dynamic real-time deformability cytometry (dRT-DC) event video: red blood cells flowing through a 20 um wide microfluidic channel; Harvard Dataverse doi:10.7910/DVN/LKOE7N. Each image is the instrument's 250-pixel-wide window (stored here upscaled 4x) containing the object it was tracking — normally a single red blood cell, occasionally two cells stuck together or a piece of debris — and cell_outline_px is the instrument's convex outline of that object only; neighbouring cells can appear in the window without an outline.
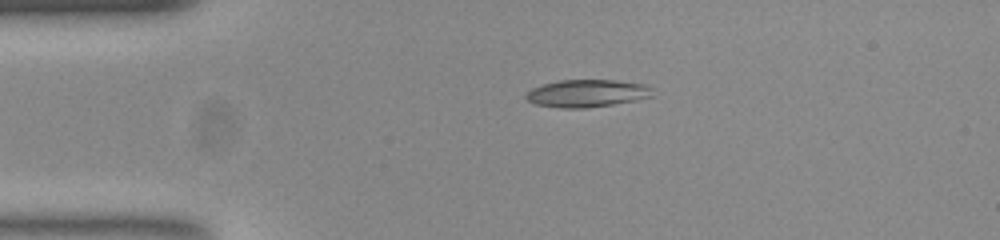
{"species": "common noctule bat (a hibernating species)", "species_latin": "Nyctalus noctula", "temperature_condition": "room temperature", "stored_images_in_passage": 42, "camera_frame_rate_fps": 3000, "um_per_image_px": 0.085, "animal": {"sex": "female", "body_mass_g": 23.0, "forearm_length_mm": 53.4}, "frame": {"image": 1, "passage_image": 1, "time_ms": 0.0, "image_size_px": [1000, 240], "cell_outline_px": [[652, 96], [636, 100], [612, 104], [584, 108], [560, 108], [536, 104], [528, 100], [524, 96], [532, 88], [544, 84], [560, 80], [616, 80], [644, 84], [652, 88]], "centroid_in_image_um": [49.9, 7.93], "position_along_channel_um": 35.1, "area_um2": 20.11}}
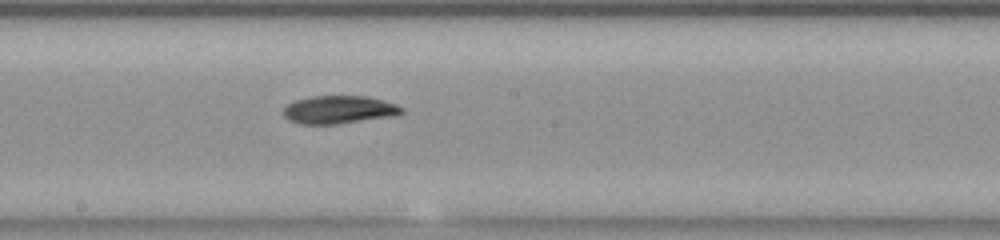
{"frame": {"image": 2, "passage_image": 18, "time_ms": 5.667, "image_size_px": [1000, 240], "cell_outline_px": [[404, 112], [396, 116], [336, 124], [300, 124], [288, 120], [284, 116], [284, 108], [288, 104], [296, 100], [312, 96], [368, 96], [384, 100], [396, 104], [404, 108]], "centroid_in_image_um": [28.85, 9.32], "position_along_channel_um": 219.3, "area_um2": 19.42}}
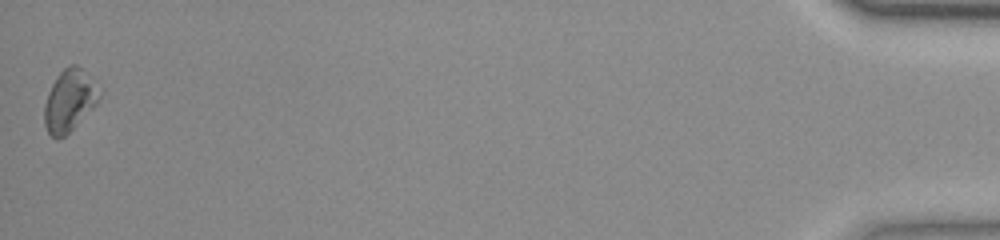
{"frame": {"image": 3, "passage_image": 42, "time_ms": 13.667, "image_size_px": [1000, 240], "cell_outline_px": [[100, 96], [96, 104], [64, 136], [56, 140], [48, 132], [44, 124], [44, 104], [48, 92], [56, 76], [64, 68], [72, 64], [76, 64], [80, 68]], "centroid_in_image_um": [5.81, 8.58], "position_along_channel_um": 429.4, "area_um2": 18.9}, "authors_computed_cell_mechanics": {"area_um2": 18.9584, "velocity_mm_per_s": 3.8777, "shape_relaxation_time_tau1_ms": 3.1532, "shape_relaxation_time_tau2_ms": null, "deformation_change_tau1": 0.1101, "deformation_change_tau2": null}}